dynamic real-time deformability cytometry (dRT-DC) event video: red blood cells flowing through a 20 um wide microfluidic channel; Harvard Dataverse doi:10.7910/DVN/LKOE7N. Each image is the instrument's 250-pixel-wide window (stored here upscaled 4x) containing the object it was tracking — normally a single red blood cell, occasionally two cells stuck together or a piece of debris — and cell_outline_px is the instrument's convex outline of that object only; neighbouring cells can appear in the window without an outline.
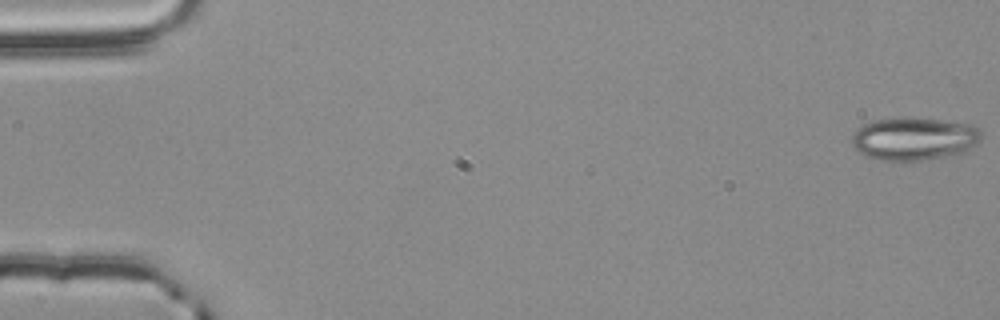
{"species": "common noctule bat (a hibernating species)", "species_latin": "Nyctalus noctula", "temperature_condition": "room temperature", "stored_images_in_passage": 38, "camera_frame_rate_fps": 3000, "um_per_image_px": 0.085, "animal": {"sex": "male", "body_mass_g": 20.4}, "frame": {"image": 1, "passage_image": 1, "time_ms": 0.0, "image_size_px": [1000, 320], "cell_outline_px": [[984, 136], [976, 144], [964, 152], [904, 164], [864, 156], [852, 144], [852, 136], [864, 124], [876, 120], [900, 116], [908, 116], [972, 124], [980, 128], [984, 132]], "centroid_in_image_um": [77.74, 11.8], "position_along_channel_um": 7.3, "area_um2": 33.12}}
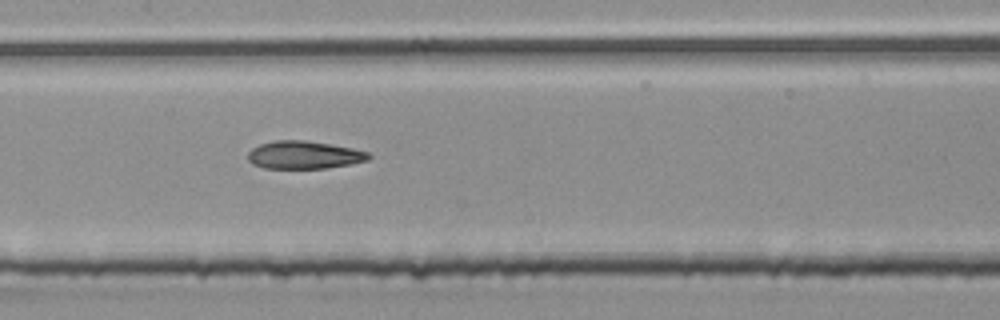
{"frame": {"image": 2, "passage_image": 28, "time_ms": 9.0, "image_size_px": [1000, 320], "cell_outline_px": [[372, 156], [368, 160], [328, 168], [264, 168], [252, 164], [248, 160], [248, 152], [252, 148], [260, 144], [272, 140], [304, 140], [332, 144], [352, 148], [368, 152]], "centroid_in_image_um": [25.82, 13.16], "position_along_channel_um": 181.6, "area_um2": 19.65}}
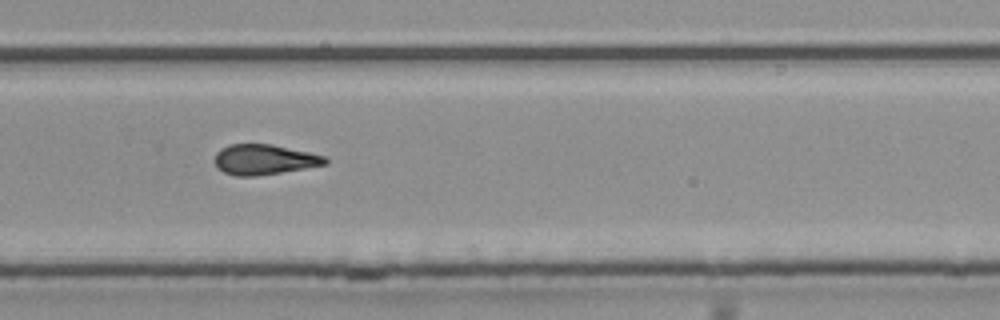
{"frame": {"image": 3, "passage_image": 38, "time_ms": 12.333, "image_size_px": [1000, 320], "cell_outline_px": [[328, 164], [256, 176], [236, 176], [224, 172], [216, 168], [212, 160], [216, 152], [220, 148], [228, 144], [272, 144], [308, 152], [324, 156], [328, 160]], "centroid_in_image_um": [22.38, 13.55], "position_along_channel_um": 307.4, "area_um2": 19.59}}